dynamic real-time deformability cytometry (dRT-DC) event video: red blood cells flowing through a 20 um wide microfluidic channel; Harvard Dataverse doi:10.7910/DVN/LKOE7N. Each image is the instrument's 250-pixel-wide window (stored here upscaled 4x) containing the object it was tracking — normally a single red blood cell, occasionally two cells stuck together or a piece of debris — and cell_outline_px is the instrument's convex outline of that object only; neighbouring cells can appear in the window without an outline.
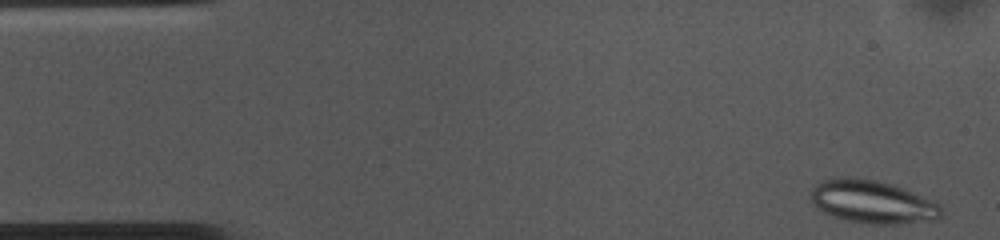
{"species": "common noctule bat (a hibernating species)", "species_latin": "Nyctalus noctula", "temperature_condition": "cold", "stored_images_in_passage": 13, "camera_frame_rate_fps": 3000, "um_per_image_px": 0.085, "animal": {"sex": "female", "body_mass_g": 10.0, "forearm_length_mm": 53.1}, "frame": {"image": 1, "passage_image": 1, "time_ms": 0.0, "image_size_px": [1000, 240], "cell_outline_px": [[944, 212], [940, 220], [896, 224], [872, 224], [848, 220], [832, 216], [824, 212], [812, 204], [808, 200], [812, 188], [820, 180], [840, 176], [852, 176], [880, 180], [892, 184], [936, 200]], "centroid_in_image_um": [74.17, 17.14], "position_along_channel_um": 10.8, "area_um2": 33.64}}